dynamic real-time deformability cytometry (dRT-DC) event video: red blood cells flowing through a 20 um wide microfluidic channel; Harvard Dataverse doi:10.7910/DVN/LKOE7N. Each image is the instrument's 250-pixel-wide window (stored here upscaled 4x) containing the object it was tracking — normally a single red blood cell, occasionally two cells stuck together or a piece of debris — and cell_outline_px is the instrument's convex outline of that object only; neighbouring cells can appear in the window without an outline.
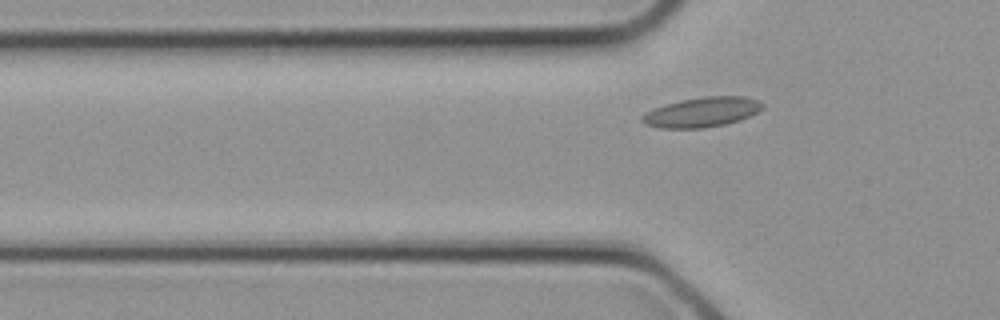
{"species": "common noctule bat (a hibernating species)", "species_latin": "Nyctalus noctula", "temperature_condition": "cold", "stored_images_in_passage": 3, "camera_frame_rate_fps": 3000, "um_per_image_px": 0.085, "animal": {"sex": "female", "body_mass_g": 21.9}, "frame": {"image": 1, "passage_image": 3, "time_ms": 0.667, "image_size_px": [1000, 320], "cell_outline_px": [[764, 108], [740, 120], [724, 124], [704, 128], [660, 128], [644, 124], [640, 120], [648, 112], [656, 108], [680, 100], [704, 96], [744, 96], [760, 100], [764, 104]], "centroid_in_image_um": [59.72, 9.53], "position_along_channel_um": 66.1, "area_um2": 20.75}}